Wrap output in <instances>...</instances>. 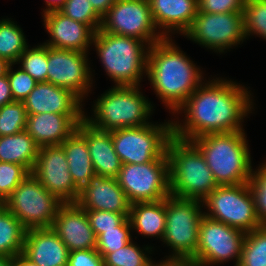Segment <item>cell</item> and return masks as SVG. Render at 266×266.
<instances>
[{"label": "cell", "mask_w": 266, "mask_h": 266, "mask_svg": "<svg viewBox=\"0 0 266 266\" xmlns=\"http://www.w3.org/2000/svg\"><path fill=\"white\" fill-rule=\"evenodd\" d=\"M156 27L185 33L198 14V0H148ZM173 28V29H171Z\"/></svg>", "instance_id": "obj_24"}, {"label": "cell", "mask_w": 266, "mask_h": 266, "mask_svg": "<svg viewBox=\"0 0 266 266\" xmlns=\"http://www.w3.org/2000/svg\"><path fill=\"white\" fill-rule=\"evenodd\" d=\"M59 11L77 22L87 24L94 32L101 28L102 17L94 10L90 0H66Z\"/></svg>", "instance_id": "obj_33"}, {"label": "cell", "mask_w": 266, "mask_h": 266, "mask_svg": "<svg viewBox=\"0 0 266 266\" xmlns=\"http://www.w3.org/2000/svg\"><path fill=\"white\" fill-rule=\"evenodd\" d=\"M200 202L171 195L166 198V226L162 240L175 251L173 259L189 263L196 255L199 226L205 214L200 211Z\"/></svg>", "instance_id": "obj_8"}, {"label": "cell", "mask_w": 266, "mask_h": 266, "mask_svg": "<svg viewBox=\"0 0 266 266\" xmlns=\"http://www.w3.org/2000/svg\"><path fill=\"white\" fill-rule=\"evenodd\" d=\"M17 62H22V70L27 72L37 82H47V45L25 49Z\"/></svg>", "instance_id": "obj_34"}, {"label": "cell", "mask_w": 266, "mask_h": 266, "mask_svg": "<svg viewBox=\"0 0 266 266\" xmlns=\"http://www.w3.org/2000/svg\"><path fill=\"white\" fill-rule=\"evenodd\" d=\"M67 266H105V264L96 249H80L69 252Z\"/></svg>", "instance_id": "obj_42"}, {"label": "cell", "mask_w": 266, "mask_h": 266, "mask_svg": "<svg viewBox=\"0 0 266 266\" xmlns=\"http://www.w3.org/2000/svg\"><path fill=\"white\" fill-rule=\"evenodd\" d=\"M86 53L47 46V82L72 91L80 99L84 97L91 87Z\"/></svg>", "instance_id": "obj_16"}, {"label": "cell", "mask_w": 266, "mask_h": 266, "mask_svg": "<svg viewBox=\"0 0 266 266\" xmlns=\"http://www.w3.org/2000/svg\"><path fill=\"white\" fill-rule=\"evenodd\" d=\"M61 146L74 185L81 191L95 175L86 140L75 131Z\"/></svg>", "instance_id": "obj_25"}, {"label": "cell", "mask_w": 266, "mask_h": 266, "mask_svg": "<svg viewBox=\"0 0 266 266\" xmlns=\"http://www.w3.org/2000/svg\"><path fill=\"white\" fill-rule=\"evenodd\" d=\"M167 156L171 196L201 201L218 187L203 155L191 141L173 136Z\"/></svg>", "instance_id": "obj_4"}, {"label": "cell", "mask_w": 266, "mask_h": 266, "mask_svg": "<svg viewBox=\"0 0 266 266\" xmlns=\"http://www.w3.org/2000/svg\"><path fill=\"white\" fill-rule=\"evenodd\" d=\"M84 210L129 213L131 203L117 178L94 175L80 191L76 202Z\"/></svg>", "instance_id": "obj_19"}, {"label": "cell", "mask_w": 266, "mask_h": 266, "mask_svg": "<svg viewBox=\"0 0 266 266\" xmlns=\"http://www.w3.org/2000/svg\"><path fill=\"white\" fill-rule=\"evenodd\" d=\"M39 147L26 130L7 136H0V162L22 165L32 172Z\"/></svg>", "instance_id": "obj_27"}, {"label": "cell", "mask_w": 266, "mask_h": 266, "mask_svg": "<svg viewBox=\"0 0 266 266\" xmlns=\"http://www.w3.org/2000/svg\"><path fill=\"white\" fill-rule=\"evenodd\" d=\"M66 0H46L47 7L44 11L45 13H49L52 11H59L65 4Z\"/></svg>", "instance_id": "obj_47"}, {"label": "cell", "mask_w": 266, "mask_h": 266, "mask_svg": "<svg viewBox=\"0 0 266 266\" xmlns=\"http://www.w3.org/2000/svg\"><path fill=\"white\" fill-rule=\"evenodd\" d=\"M63 204L32 173L23 179L3 203L26 230L52 227Z\"/></svg>", "instance_id": "obj_7"}, {"label": "cell", "mask_w": 266, "mask_h": 266, "mask_svg": "<svg viewBox=\"0 0 266 266\" xmlns=\"http://www.w3.org/2000/svg\"><path fill=\"white\" fill-rule=\"evenodd\" d=\"M45 27L52 39L45 45L87 52L88 45L92 43L94 31L87 25L65 16L60 11L44 14Z\"/></svg>", "instance_id": "obj_22"}, {"label": "cell", "mask_w": 266, "mask_h": 266, "mask_svg": "<svg viewBox=\"0 0 266 266\" xmlns=\"http://www.w3.org/2000/svg\"><path fill=\"white\" fill-rule=\"evenodd\" d=\"M11 67L12 64L9 66L7 77L10 83L13 99L14 101L23 102L38 82L22 69L13 72L11 71Z\"/></svg>", "instance_id": "obj_40"}, {"label": "cell", "mask_w": 266, "mask_h": 266, "mask_svg": "<svg viewBox=\"0 0 266 266\" xmlns=\"http://www.w3.org/2000/svg\"><path fill=\"white\" fill-rule=\"evenodd\" d=\"M69 251L96 249L88 215L77 203H64L51 227Z\"/></svg>", "instance_id": "obj_17"}, {"label": "cell", "mask_w": 266, "mask_h": 266, "mask_svg": "<svg viewBox=\"0 0 266 266\" xmlns=\"http://www.w3.org/2000/svg\"><path fill=\"white\" fill-rule=\"evenodd\" d=\"M244 130L211 133L191 142L200 150L218 186L249 183L251 157Z\"/></svg>", "instance_id": "obj_3"}, {"label": "cell", "mask_w": 266, "mask_h": 266, "mask_svg": "<svg viewBox=\"0 0 266 266\" xmlns=\"http://www.w3.org/2000/svg\"><path fill=\"white\" fill-rule=\"evenodd\" d=\"M23 102L27 114H84L80 107L82 99L49 82H38Z\"/></svg>", "instance_id": "obj_20"}, {"label": "cell", "mask_w": 266, "mask_h": 266, "mask_svg": "<svg viewBox=\"0 0 266 266\" xmlns=\"http://www.w3.org/2000/svg\"><path fill=\"white\" fill-rule=\"evenodd\" d=\"M69 252L51 227L26 230L23 253L39 266H67Z\"/></svg>", "instance_id": "obj_23"}, {"label": "cell", "mask_w": 266, "mask_h": 266, "mask_svg": "<svg viewBox=\"0 0 266 266\" xmlns=\"http://www.w3.org/2000/svg\"><path fill=\"white\" fill-rule=\"evenodd\" d=\"M171 41V42H170ZM169 37L152 44L148 49V78L162 101L174 112L201 85V72Z\"/></svg>", "instance_id": "obj_2"}, {"label": "cell", "mask_w": 266, "mask_h": 266, "mask_svg": "<svg viewBox=\"0 0 266 266\" xmlns=\"http://www.w3.org/2000/svg\"><path fill=\"white\" fill-rule=\"evenodd\" d=\"M12 266H39L30 260L23 252L12 257Z\"/></svg>", "instance_id": "obj_45"}, {"label": "cell", "mask_w": 266, "mask_h": 266, "mask_svg": "<svg viewBox=\"0 0 266 266\" xmlns=\"http://www.w3.org/2000/svg\"><path fill=\"white\" fill-rule=\"evenodd\" d=\"M156 28L148 0H115L102 17L100 29L110 34L134 37L145 43L148 42L149 48L167 37L168 32L156 35L154 30Z\"/></svg>", "instance_id": "obj_12"}, {"label": "cell", "mask_w": 266, "mask_h": 266, "mask_svg": "<svg viewBox=\"0 0 266 266\" xmlns=\"http://www.w3.org/2000/svg\"><path fill=\"white\" fill-rule=\"evenodd\" d=\"M244 34H259L266 39V0H246L244 8Z\"/></svg>", "instance_id": "obj_35"}, {"label": "cell", "mask_w": 266, "mask_h": 266, "mask_svg": "<svg viewBox=\"0 0 266 266\" xmlns=\"http://www.w3.org/2000/svg\"><path fill=\"white\" fill-rule=\"evenodd\" d=\"M90 2L94 10L103 17L115 3V0H90Z\"/></svg>", "instance_id": "obj_44"}, {"label": "cell", "mask_w": 266, "mask_h": 266, "mask_svg": "<svg viewBox=\"0 0 266 266\" xmlns=\"http://www.w3.org/2000/svg\"><path fill=\"white\" fill-rule=\"evenodd\" d=\"M129 221L145 236L163 238L166 224V198L156 202H135L130 206Z\"/></svg>", "instance_id": "obj_26"}, {"label": "cell", "mask_w": 266, "mask_h": 266, "mask_svg": "<svg viewBox=\"0 0 266 266\" xmlns=\"http://www.w3.org/2000/svg\"><path fill=\"white\" fill-rule=\"evenodd\" d=\"M184 34L200 45L224 52L226 48L243 42L244 14L198 12Z\"/></svg>", "instance_id": "obj_14"}, {"label": "cell", "mask_w": 266, "mask_h": 266, "mask_svg": "<svg viewBox=\"0 0 266 266\" xmlns=\"http://www.w3.org/2000/svg\"><path fill=\"white\" fill-rule=\"evenodd\" d=\"M117 181L131 204L168 198L169 160L158 158L143 164H122Z\"/></svg>", "instance_id": "obj_11"}, {"label": "cell", "mask_w": 266, "mask_h": 266, "mask_svg": "<svg viewBox=\"0 0 266 266\" xmlns=\"http://www.w3.org/2000/svg\"><path fill=\"white\" fill-rule=\"evenodd\" d=\"M0 266H12V257L0 256Z\"/></svg>", "instance_id": "obj_49"}, {"label": "cell", "mask_w": 266, "mask_h": 266, "mask_svg": "<svg viewBox=\"0 0 266 266\" xmlns=\"http://www.w3.org/2000/svg\"><path fill=\"white\" fill-rule=\"evenodd\" d=\"M26 122L27 112L24 102L12 101L0 107V136L24 131Z\"/></svg>", "instance_id": "obj_31"}, {"label": "cell", "mask_w": 266, "mask_h": 266, "mask_svg": "<svg viewBox=\"0 0 266 266\" xmlns=\"http://www.w3.org/2000/svg\"><path fill=\"white\" fill-rule=\"evenodd\" d=\"M249 187L255 200V209L261 225L266 226V163L252 173Z\"/></svg>", "instance_id": "obj_38"}, {"label": "cell", "mask_w": 266, "mask_h": 266, "mask_svg": "<svg viewBox=\"0 0 266 266\" xmlns=\"http://www.w3.org/2000/svg\"><path fill=\"white\" fill-rule=\"evenodd\" d=\"M92 42L108 76L117 86L139 85L143 69L147 72L148 53L144 41L134 37L110 34L99 29Z\"/></svg>", "instance_id": "obj_5"}, {"label": "cell", "mask_w": 266, "mask_h": 266, "mask_svg": "<svg viewBox=\"0 0 266 266\" xmlns=\"http://www.w3.org/2000/svg\"><path fill=\"white\" fill-rule=\"evenodd\" d=\"M91 228L96 238L104 232V230L114 229L119 226L128 216L129 213H116L111 211H96V210H85Z\"/></svg>", "instance_id": "obj_39"}, {"label": "cell", "mask_w": 266, "mask_h": 266, "mask_svg": "<svg viewBox=\"0 0 266 266\" xmlns=\"http://www.w3.org/2000/svg\"><path fill=\"white\" fill-rule=\"evenodd\" d=\"M114 149L122 164H143L168 158L167 146L173 137V122L111 131Z\"/></svg>", "instance_id": "obj_9"}, {"label": "cell", "mask_w": 266, "mask_h": 266, "mask_svg": "<svg viewBox=\"0 0 266 266\" xmlns=\"http://www.w3.org/2000/svg\"><path fill=\"white\" fill-rule=\"evenodd\" d=\"M10 65L11 63L8 60L0 57V77L7 75Z\"/></svg>", "instance_id": "obj_48"}, {"label": "cell", "mask_w": 266, "mask_h": 266, "mask_svg": "<svg viewBox=\"0 0 266 266\" xmlns=\"http://www.w3.org/2000/svg\"><path fill=\"white\" fill-rule=\"evenodd\" d=\"M84 114H27L25 130L39 148L61 145L78 128Z\"/></svg>", "instance_id": "obj_18"}, {"label": "cell", "mask_w": 266, "mask_h": 266, "mask_svg": "<svg viewBox=\"0 0 266 266\" xmlns=\"http://www.w3.org/2000/svg\"><path fill=\"white\" fill-rule=\"evenodd\" d=\"M26 229L0 204V256L14 257L23 252Z\"/></svg>", "instance_id": "obj_28"}, {"label": "cell", "mask_w": 266, "mask_h": 266, "mask_svg": "<svg viewBox=\"0 0 266 266\" xmlns=\"http://www.w3.org/2000/svg\"><path fill=\"white\" fill-rule=\"evenodd\" d=\"M137 86H115L104 93L94 106L95 118L84 119L94 128L113 131L127 127L149 124L146 120L151 113V105Z\"/></svg>", "instance_id": "obj_6"}, {"label": "cell", "mask_w": 266, "mask_h": 266, "mask_svg": "<svg viewBox=\"0 0 266 266\" xmlns=\"http://www.w3.org/2000/svg\"><path fill=\"white\" fill-rule=\"evenodd\" d=\"M237 266H266V226L246 233Z\"/></svg>", "instance_id": "obj_30"}, {"label": "cell", "mask_w": 266, "mask_h": 266, "mask_svg": "<svg viewBox=\"0 0 266 266\" xmlns=\"http://www.w3.org/2000/svg\"><path fill=\"white\" fill-rule=\"evenodd\" d=\"M130 230L128 217L114 229L104 230L96 238V251L104 258L108 253L123 248L131 241Z\"/></svg>", "instance_id": "obj_32"}, {"label": "cell", "mask_w": 266, "mask_h": 266, "mask_svg": "<svg viewBox=\"0 0 266 266\" xmlns=\"http://www.w3.org/2000/svg\"><path fill=\"white\" fill-rule=\"evenodd\" d=\"M202 84L179 108L186 112V124L173 123V136L191 141L211 133L242 131L240 122L250 111L248 91L234 82L214 80Z\"/></svg>", "instance_id": "obj_1"}, {"label": "cell", "mask_w": 266, "mask_h": 266, "mask_svg": "<svg viewBox=\"0 0 266 266\" xmlns=\"http://www.w3.org/2000/svg\"><path fill=\"white\" fill-rule=\"evenodd\" d=\"M14 101L7 75L0 77V107Z\"/></svg>", "instance_id": "obj_43"}, {"label": "cell", "mask_w": 266, "mask_h": 266, "mask_svg": "<svg viewBox=\"0 0 266 266\" xmlns=\"http://www.w3.org/2000/svg\"><path fill=\"white\" fill-rule=\"evenodd\" d=\"M22 30L8 19L0 20V57L11 64L17 63L19 56L27 48Z\"/></svg>", "instance_id": "obj_29"}, {"label": "cell", "mask_w": 266, "mask_h": 266, "mask_svg": "<svg viewBox=\"0 0 266 266\" xmlns=\"http://www.w3.org/2000/svg\"><path fill=\"white\" fill-rule=\"evenodd\" d=\"M246 0H198V12L244 13Z\"/></svg>", "instance_id": "obj_41"}, {"label": "cell", "mask_w": 266, "mask_h": 266, "mask_svg": "<svg viewBox=\"0 0 266 266\" xmlns=\"http://www.w3.org/2000/svg\"><path fill=\"white\" fill-rule=\"evenodd\" d=\"M28 174L22 165L0 162V204L5 202Z\"/></svg>", "instance_id": "obj_37"}, {"label": "cell", "mask_w": 266, "mask_h": 266, "mask_svg": "<svg viewBox=\"0 0 266 266\" xmlns=\"http://www.w3.org/2000/svg\"><path fill=\"white\" fill-rule=\"evenodd\" d=\"M105 266H148L151 260L130 241L123 248L108 253L104 258Z\"/></svg>", "instance_id": "obj_36"}, {"label": "cell", "mask_w": 266, "mask_h": 266, "mask_svg": "<svg viewBox=\"0 0 266 266\" xmlns=\"http://www.w3.org/2000/svg\"><path fill=\"white\" fill-rule=\"evenodd\" d=\"M246 233L203 216L198 235L196 255L189 266H207L236 257L239 263Z\"/></svg>", "instance_id": "obj_13"}, {"label": "cell", "mask_w": 266, "mask_h": 266, "mask_svg": "<svg viewBox=\"0 0 266 266\" xmlns=\"http://www.w3.org/2000/svg\"><path fill=\"white\" fill-rule=\"evenodd\" d=\"M148 266H189V264L185 261L179 259H173L171 256L160 264H154L152 261L148 264Z\"/></svg>", "instance_id": "obj_46"}, {"label": "cell", "mask_w": 266, "mask_h": 266, "mask_svg": "<svg viewBox=\"0 0 266 266\" xmlns=\"http://www.w3.org/2000/svg\"><path fill=\"white\" fill-rule=\"evenodd\" d=\"M76 131L86 140L95 174L117 178L122 162L115 152L111 131L94 128L85 119Z\"/></svg>", "instance_id": "obj_21"}, {"label": "cell", "mask_w": 266, "mask_h": 266, "mask_svg": "<svg viewBox=\"0 0 266 266\" xmlns=\"http://www.w3.org/2000/svg\"><path fill=\"white\" fill-rule=\"evenodd\" d=\"M31 173L63 203L77 202L80 190L71 178L68 161L61 145L39 148Z\"/></svg>", "instance_id": "obj_15"}, {"label": "cell", "mask_w": 266, "mask_h": 266, "mask_svg": "<svg viewBox=\"0 0 266 266\" xmlns=\"http://www.w3.org/2000/svg\"><path fill=\"white\" fill-rule=\"evenodd\" d=\"M207 218L222 222L244 233L261 227L249 183L218 186L204 200Z\"/></svg>", "instance_id": "obj_10"}]
</instances>
